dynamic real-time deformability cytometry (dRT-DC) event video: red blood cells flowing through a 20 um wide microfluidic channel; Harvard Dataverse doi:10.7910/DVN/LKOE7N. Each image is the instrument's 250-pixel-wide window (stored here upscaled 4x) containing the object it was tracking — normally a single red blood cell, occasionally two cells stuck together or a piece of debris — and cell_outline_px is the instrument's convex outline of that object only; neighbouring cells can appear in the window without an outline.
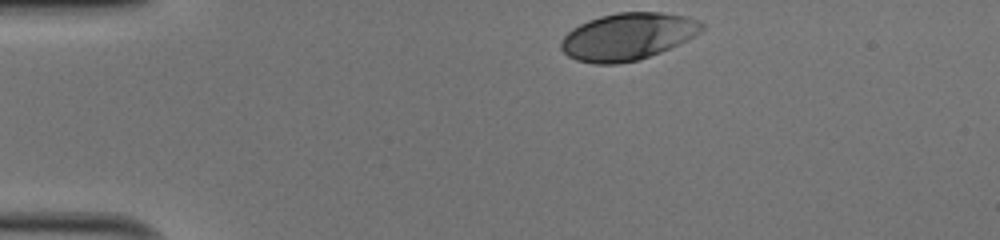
{"species": "human", "species_latin": "Homo sapiens", "temperature_condition": "cold", "stored_images_in_passage": 32, "camera_frame_rate_fps": 3000, "um_per_image_px": 0.085, "donor": {"sex": "male"}, "frame": {"image": 1, "passage_image": 1, "time_ms": 0.0, "image_size_px": [1000, 240], "cell_outline_px": [[704, 28], [700, 32], [660, 52], [640, 60], [616, 64], [596, 64], [576, 60], [568, 56], [560, 48], [560, 40], [572, 28], [588, 20], [600, 16], [616, 12], [660, 12], [684, 16], [696, 20], [704, 24]], "centroid_in_image_um": [53.3, 3.11], "position_along_channel_um": 31.7, "area_um2": 38.44}}
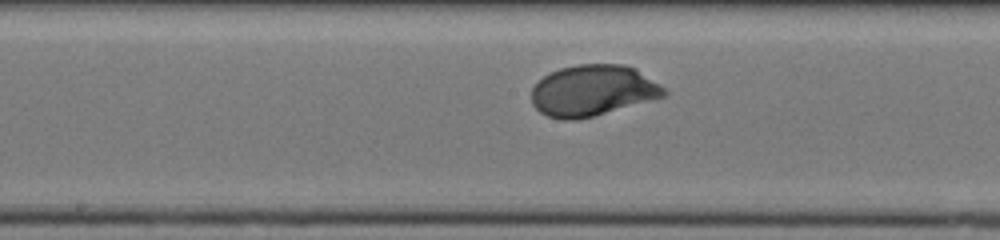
{"frame": {"image": 2, "passage_image": 18, "time_ms": 5.667, "image_size_px": [1000, 240], "cell_outline_px": [[668, 92], [664, 96], [592, 116], [576, 120], [560, 120], [548, 116], [540, 112], [532, 104], [532, 88], [544, 76], [560, 68], [576, 64], [624, 64], [636, 68], [664, 88]], "centroid_in_image_um": [50.36, 7.69], "position_along_channel_um": 197.8, "area_um2": 39.07}}
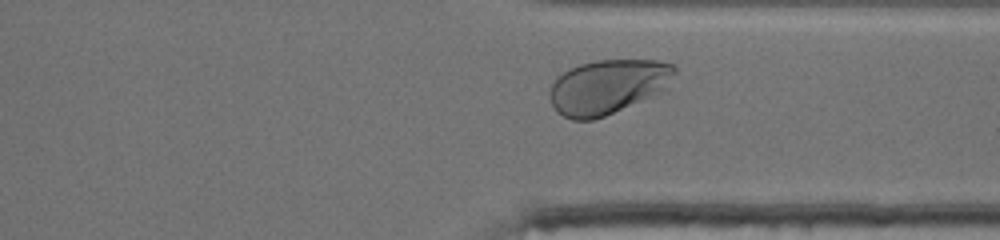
{"frame": {"image": 3, "passage_image": 30, "time_ms": 9.667, "image_size_px": [1000, 240], "cell_outline_px": [[676, 72], [668, 88], [604, 116], [592, 120], [572, 120], [556, 112], [552, 104], [552, 84], [564, 72], [580, 64], [596, 60], [660, 60], [672, 64], [676, 68]], "centroid_in_image_um": [51.7, 7.35], "position_along_channel_um": 359.7, "area_um2": 39.07}, "authors_computed_cell_mechanics": {"area_um2": 38.6682, "velocity_mm_per_s": 4.0307, "shape_relaxation_time_tau1_ms": 2.1048, "shape_relaxation_time_tau2_ms": null, "deformation_change_tau1": 0.1485, "deformation_change_tau2": null}}